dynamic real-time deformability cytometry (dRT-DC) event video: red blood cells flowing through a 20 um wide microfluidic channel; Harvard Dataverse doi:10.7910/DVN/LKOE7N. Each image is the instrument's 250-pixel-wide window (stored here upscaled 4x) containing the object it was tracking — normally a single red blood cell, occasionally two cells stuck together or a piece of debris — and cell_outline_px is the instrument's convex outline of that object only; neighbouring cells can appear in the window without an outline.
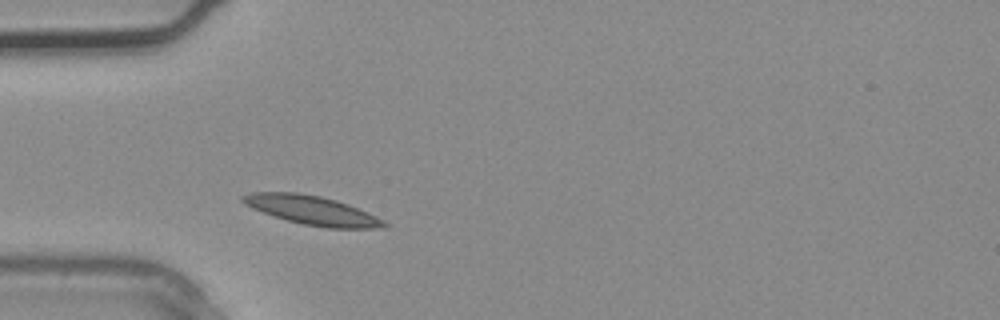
{"species": "common noctule bat (a hibernating species)", "species_latin": "Nyctalus noctula", "temperature_condition": "warm", "stored_images_in_passage": 1, "camera_frame_rate_fps": 3000, "um_per_image_px": 0.085, "animal": {"sex": "male", "body_mass_g": 20.4}, "frame": {"image": 1, "passage_image": 1, "time_ms": 0.0, "image_size_px": [1000, 320], "cell_outline_px": [[388, 224], [384, 228], [328, 228], [304, 224], [288, 220], [252, 208], [244, 204], [240, 200], [240, 196], [252, 192], [300, 192], [320, 196], [336, 200], [348, 204], [376, 216], [384, 220]], "centroid_in_image_um": [26.52, 17.86], "position_along_channel_um": 58.5, "area_um2": 23.7}}